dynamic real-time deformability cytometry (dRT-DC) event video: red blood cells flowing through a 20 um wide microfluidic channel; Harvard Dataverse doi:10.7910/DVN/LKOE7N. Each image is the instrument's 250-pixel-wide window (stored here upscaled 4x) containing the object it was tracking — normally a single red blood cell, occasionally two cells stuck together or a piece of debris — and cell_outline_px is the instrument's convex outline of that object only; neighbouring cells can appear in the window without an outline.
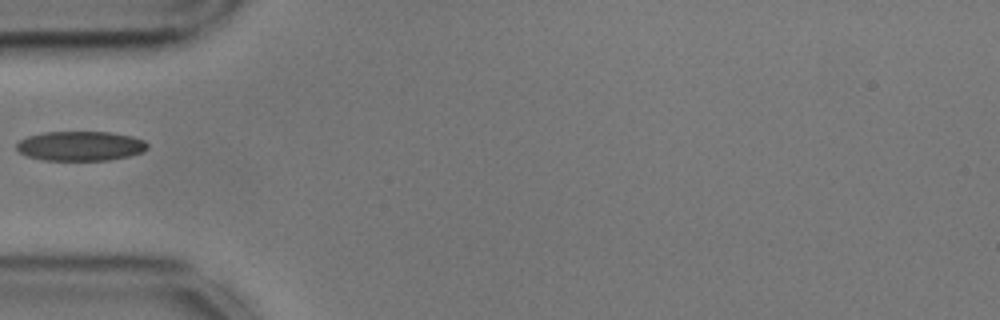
{"species": "common noctule bat (a hibernating species)", "species_latin": "Nyctalus noctula", "temperature_condition": "cold", "stored_images_in_passage": 30, "camera_frame_rate_fps": 3000, "um_per_image_px": 0.085, "animal": {"sex": "male", "body_mass_g": 17.9, "forearm_length_mm": 54.2}, "frame": {"image": 1, "passage_image": 1, "time_ms": 0.0, "image_size_px": [1000, 320], "cell_outline_px": [[148, 148], [144, 152], [128, 156], [108, 160], [44, 160], [28, 156], [20, 152], [16, 148], [16, 144], [20, 140], [28, 136], [44, 132], [112, 132], [132, 136], [144, 140], [148, 144]], "centroid_in_image_um": [6.86, 12.4], "position_along_channel_um": 78.1, "area_um2": 22.6}}
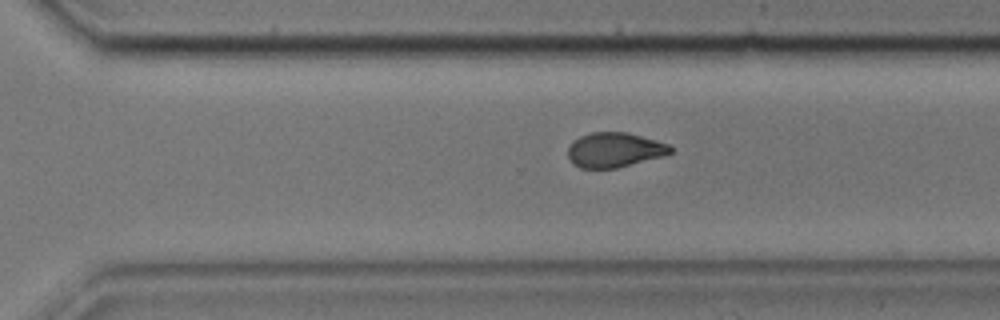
{"frame": {"image": 2, "passage_image": 21, "time_ms": 6.667, "image_size_px": [1000, 320], "cell_outline_px": [[672, 152], [664, 156], [616, 168], [580, 168], [572, 164], [568, 156], [568, 148], [572, 140], [580, 136], [592, 132], [628, 132], [656, 140], [668, 144], [672, 148]], "centroid_in_image_um": [52.21, 12.74], "position_along_channel_um": 318.4, "area_um2": 20.87}}